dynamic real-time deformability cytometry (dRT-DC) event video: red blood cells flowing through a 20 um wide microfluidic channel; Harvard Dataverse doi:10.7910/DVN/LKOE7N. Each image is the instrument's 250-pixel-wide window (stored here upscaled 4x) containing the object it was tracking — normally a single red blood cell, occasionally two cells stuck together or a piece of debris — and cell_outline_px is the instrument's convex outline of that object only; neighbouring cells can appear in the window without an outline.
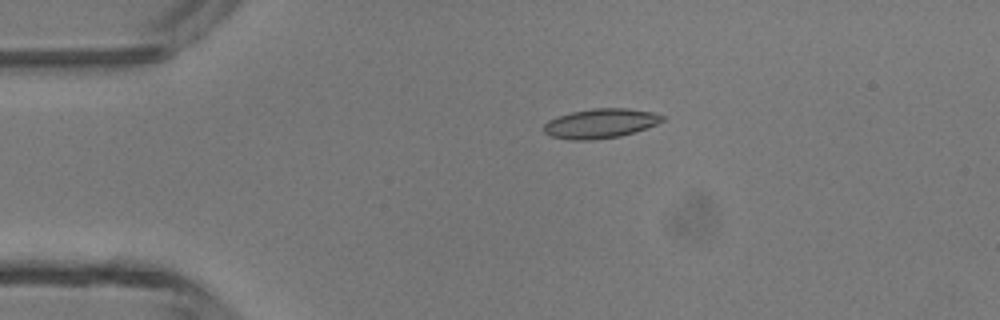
{"species": "common noctule bat (a hibernating species)", "species_latin": "Nyctalus noctula", "temperature_condition": "room temperature", "stored_images_in_passage": 38, "camera_frame_rate_fps": 3000, "um_per_image_px": 0.085, "animal": {"sex": "male", "body_mass_g": 13.3}, "frame": {"image": 1, "passage_image": 1, "time_ms": 0.0, "image_size_px": [1000, 320], "cell_outline_px": [[664, 120], [656, 124], [636, 132], [620, 136], [592, 140], [572, 140], [552, 136], [544, 132], [544, 124], [548, 120], [572, 112], [592, 108], [628, 108], [652, 112], [664, 116]], "centroid_in_image_um": [51.05, 10.49], "position_along_channel_um": 33.9, "area_um2": 20.29}}
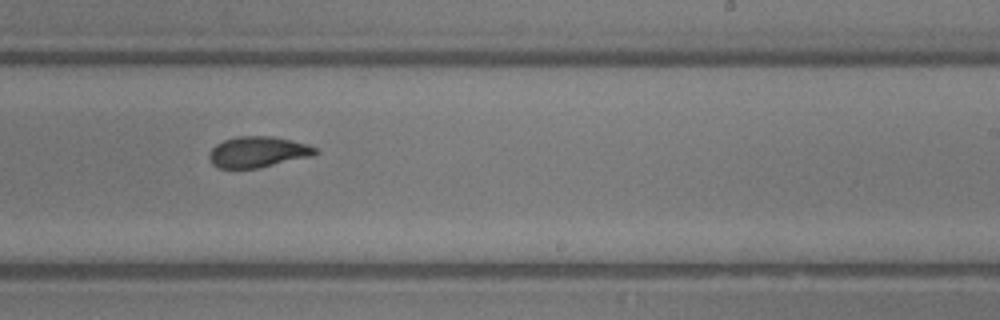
{"frame": {"image": 2, "passage_image": 20, "time_ms": 6.333, "image_size_px": [1000, 320], "cell_outline_px": [[316, 152], [312, 156], [256, 168], [220, 168], [212, 164], [208, 156], [212, 148], [216, 144], [224, 140], [236, 136], [272, 136], [292, 140], [308, 144], [316, 148]], "centroid_in_image_um": [21.89, 12.9], "position_along_channel_um": 267.1, "area_um2": 18.96}}
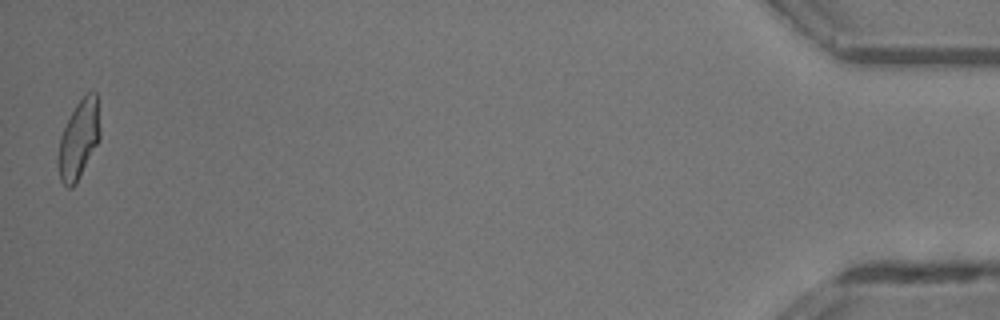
{"frame": {"image": 3, "passage_image": 38, "time_ms": 12.333, "image_size_px": [1000, 320], "cell_outline_px": [[100, 140], [76, 184], [72, 188], [68, 188], [60, 180], [60, 136], [76, 104], [88, 92], [96, 92], [100, 128]], "centroid_in_image_um": [6.74, 11.85], "position_along_channel_um": 428.5, "area_um2": 18.67}, "authors_computed_cell_mechanics": {"area_um2": 19.6231, "velocity_mm_per_s": 4.3389, "shape_relaxation_time_tau1_ms": 6.9942, "shape_relaxation_time_tau2_ms": 1.3123, "deformation_change_tau1": 0.1949, "deformation_change_tau2": 0.0675}}